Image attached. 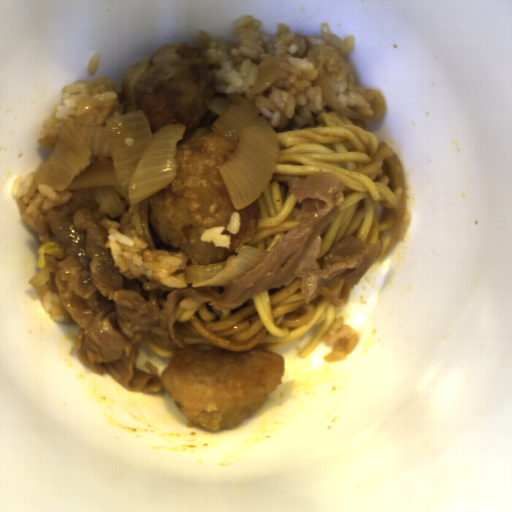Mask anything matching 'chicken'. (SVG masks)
I'll return each instance as SVG.
<instances>
[{
	"mask_svg": "<svg viewBox=\"0 0 512 512\" xmlns=\"http://www.w3.org/2000/svg\"><path fill=\"white\" fill-rule=\"evenodd\" d=\"M238 148V141L208 132L178 144L174 178L148 197V221L155 249L183 252L188 266L208 265L237 257L259 225L257 198L236 210L219 170ZM240 212L241 228L230 248H215L199 238L204 230L226 226Z\"/></svg>",
	"mask_w": 512,
	"mask_h": 512,
	"instance_id": "1",
	"label": "chicken"
},
{
	"mask_svg": "<svg viewBox=\"0 0 512 512\" xmlns=\"http://www.w3.org/2000/svg\"><path fill=\"white\" fill-rule=\"evenodd\" d=\"M284 368V355L263 348L203 353L184 346L158 381L189 422L214 433L255 415L281 384Z\"/></svg>",
	"mask_w": 512,
	"mask_h": 512,
	"instance_id": "2",
	"label": "chicken"
},
{
	"mask_svg": "<svg viewBox=\"0 0 512 512\" xmlns=\"http://www.w3.org/2000/svg\"><path fill=\"white\" fill-rule=\"evenodd\" d=\"M202 48L172 41L126 70L123 114L142 110L152 135L169 124L185 126L183 136L203 118L217 93Z\"/></svg>",
	"mask_w": 512,
	"mask_h": 512,
	"instance_id": "3",
	"label": "chicken"
}]
</instances>
